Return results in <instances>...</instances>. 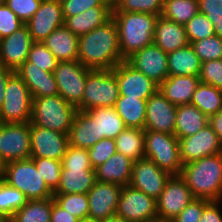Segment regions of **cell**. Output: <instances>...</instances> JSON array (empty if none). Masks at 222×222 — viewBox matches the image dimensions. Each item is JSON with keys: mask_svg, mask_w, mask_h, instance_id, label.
I'll use <instances>...</instances> for the list:
<instances>
[{"mask_svg": "<svg viewBox=\"0 0 222 222\" xmlns=\"http://www.w3.org/2000/svg\"><path fill=\"white\" fill-rule=\"evenodd\" d=\"M78 61L89 69H113L124 61L119 47L117 25L113 18L79 36Z\"/></svg>", "mask_w": 222, "mask_h": 222, "instance_id": "6da1fadb", "label": "cell"}, {"mask_svg": "<svg viewBox=\"0 0 222 222\" xmlns=\"http://www.w3.org/2000/svg\"><path fill=\"white\" fill-rule=\"evenodd\" d=\"M180 176L195 198L222 200V152L184 164Z\"/></svg>", "mask_w": 222, "mask_h": 222, "instance_id": "7a4b0ae2", "label": "cell"}, {"mask_svg": "<svg viewBox=\"0 0 222 222\" xmlns=\"http://www.w3.org/2000/svg\"><path fill=\"white\" fill-rule=\"evenodd\" d=\"M159 15L140 12H112L118 29L123 60L154 43L155 23Z\"/></svg>", "mask_w": 222, "mask_h": 222, "instance_id": "3957f363", "label": "cell"}, {"mask_svg": "<svg viewBox=\"0 0 222 222\" xmlns=\"http://www.w3.org/2000/svg\"><path fill=\"white\" fill-rule=\"evenodd\" d=\"M59 94L55 96L33 98L30 122L53 131L69 134L77 112Z\"/></svg>", "mask_w": 222, "mask_h": 222, "instance_id": "277c9868", "label": "cell"}, {"mask_svg": "<svg viewBox=\"0 0 222 222\" xmlns=\"http://www.w3.org/2000/svg\"><path fill=\"white\" fill-rule=\"evenodd\" d=\"M3 181L20 190L28 200L44 199L54 195L31 158L6 163Z\"/></svg>", "mask_w": 222, "mask_h": 222, "instance_id": "5b68a950", "label": "cell"}, {"mask_svg": "<svg viewBox=\"0 0 222 222\" xmlns=\"http://www.w3.org/2000/svg\"><path fill=\"white\" fill-rule=\"evenodd\" d=\"M118 98L119 86L113 70L92 69L87 75L82 103L77 110L114 107Z\"/></svg>", "mask_w": 222, "mask_h": 222, "instance_id": "8992f818", "label": "cell"}, {"mask_svg": "<svg viewBox=\"0 0 222 222\" xmlns=\"http://www.w3.org/2000/svg\"><path fill=\"white\" fill-rule=\"evenodd\" d=\"M145 158L154 162L170 175H180L182 161L180 158L178 138L174 134L145 130Z\"/></svg>", "mask_w": 222, "mask_h": 222, "instance_id": "52a82bcc", "label": "cell"}, {"mask_svg": "<svg viewBox=\"0 0 222 222\" xmlns=\"http://www.w3.org/2000/svg\"><path fill=\"white\" fill-rule=\"evenodd\" d=\"M4 92L0 123L30 122L33 97L16 71L9 76Z\"/></svg>", "mask_w": 222, "mask_h": 222, "instance_id": "ba28073f", "label": "cell"}, {"mask_svg": "<svg viewBox=\"0 0 222 222\" xmlns=\"http://www.w3.org/2000/svg\"><path fill=\"white\" fill-rule=\"evenodd\" d=\"M91 70L78 60H73L58 62L53 71L58 94L76 108L82 103L85 82Z\"/></svg>", "mask_w": 222, "mask_h": 222, "instance_id": "9c48e42d", "label": "cell"}, {"mask_svg": "<svg viewBox=\"0 0 222 222\" xmlns=\"http://www.w3.org/2000/svg\"><path fill=\"white\" fill-rule=\"evenodd\" d=\"M115 216L126 222H158L156 199L130 185L123 186Z\"/></svg>", "mask_w": 222, "mask_h": 222, "instance_id": "30bf717a", "label": "cell"}, {"mask_svg": "<svg viewBox=\"0 0 222 222\" xmlns=\"http://www.w3.org/2000/svg\"><path fill=\"white\" fill-rule=\"evenodd\" d=\"M194 199L185 180L180 175H171L156 200L158 222H170Z\"/></svg>", "mask_w": 222, "mask_h": 222, "instance_id": "8fae6325", "label": "cell"}, {"mask_svg": "<svg viewBox=\"0 0 222 222\" xmlns=\"http://www.w3.org/2000/svg\"><path fill=\"white\" fill-rule=\"evenodd\" d=\"M0 156L5 163L31 158L30 122L0 123Z\"/></svg>", "mask_w": 222, "mask_h": 222, "instance_id": "7c38bea8", "label": "cell"}, {"mask_svg": "<svg viewBox=\"0 0 222 222\" xmlns=\"http://www.w3.org/2000/svg\"><path fill=\"white\" fill-rule=\"evenodd\" d=\"M31 158L62 161L69 146L68 134L37 126L30 122Z\"/></svg>", "mask_w": 222, "mask_h": 222, "instance_id": "4fadbf2b", "label": "cell"}, {"mask_svg": "<svg viewBox=\"0 0 222 222\" xmlns=\"http://www.w3.org/2000/svg\"><path fill=\"white\" fill-rule=\"evenodd\" d=\"M122 188L123 186L116 183L96 181L87 193L88 219L99 222L114 217Z\"/></svg>", "mask_w": 222, "mask_h": 222, "instance_id": "5bb4252c", "label": "cell"}, {"mask_svg": "<svg viewBox=\"0 0 222 222\" xmlns=\"http://www.w3.org/2000/svg\"><path fill=\"white\" fill-rule=\"evenodd\" d=\"M118 81L119 95L147 100L159 89V85L144 73L136 70L126 60L113 69Z\"/></svg>", "mask_w": 222, "mask_h": 222, "instance_id": "9a60e30c", "label": "cell"}, {"mask_svg": "<svg viewBox=\"0 0 222 222\" xmlns=\"http://www.w3.org/2000/svg\"><path fill=\"white\" fill-rule=\"evenodd\" d=\"M182 164L222 152V144L212 127L207 124L196 134L178 139Z\"/></svg>", "mask_w": 222, "mask_h": 222, "instance_id": "2e32d148", "label": "cell"}, {"mask_svg": "<svg viewBox=\"0 0 222 222\" xmlns=\"http://www.w3.org/2000/svg\"><path fill=\"white\" fill-rule=\"evenodd\" d=\"M170 176L154 162L143 158L133 163L129 185L157 200Z\"/></svg>", "mask_w": 222, "mask_h": 222, "instance_id": "e0dca14e", "label": "cell"}, {"mask_svg": "<svg viewBox=\"0 0 222 222\" xmlns=\"http://www.w3.org/2000/svg\"><path fill=\"white\" fill-rule=\"evenodd\" d=\"M25 25L33 42H43L55 29L64 25L60 1L42 0L38 10Z\"/></svg>", "mask_w": 222, "mask_h": 222, "instance_id": "ac0fdd59", "label": "cell"}, {"mask_svg": "<svg viewBox=\"0 0 222 222\" xmlns=\"http://www.w3.org/2000/svg\"><path fill=\"white\" fill-rule=\"evenodd\" d=\"M177 106L158 89L146 103L145 130L174 134Z\"/></svg>", "mask_w": 222, "mask_h": 222, "instance_id": "d6986e66", "label": "cell"}, {"mask_svg": "<svg viewBox=\"0 0 222 222\" xmlns=\"http://www.w3.org/2000/svg\"><path fill=\"white\" fill-rule=\"evenodd\" d=\"M126 61L158 85L169 76L167 53L155 43L135 52Z\"/></svg>", "mask_w": 222, "mask_h": 222, "instance_id": "ffe728a7", "label": "cell"}, {"mask_svg": "<svg viewBox=\"0 0 222 222\" xmlns=\"http://www.w3.org/2000/svg\"><path fill=\"white\" fill-rule=\"evenodd\" d=\"M32 44L31 34L25 24L0 39V65L16 71L27 60Z\"/></svg>", "mask_w": 222, "mask_h": 222, "instance_id": "44dd1931", "label": "cell"}, {"mask_svg": "<svg viewBox=\"0 0 222 222\" xmlns=\"http://www.w3.org/2000/svg\"><path fill=\"white\" fill-rule=\"evenodd\" d=\"M16 73L25 82L33 98L58 95V86L52 72L31 67V62L26 60Z\"/></svg>", "mask_w": 222, "mask_h": 222, "instance_id": "7402d4cb", "label": "cell"}, {"mask_svg": "<svg viewBox=\"0 0 222 222\" xmlns=\"http://www.w3.org/2000/svg\"><path fill=\"white\" fill-rule=\"evenodd\" d=\"M95 182L93 167H62L60 183L54 194H87Z\"/></svg>", "mask_w": 222, "mask_h": 222, "instance_id": "603a6c76", "label": "cell"}, {"mask_svg": "<svg viewBox=\"0 0 222 222\" xmlns=\"http://www.w3.org/2000/svg\"><path fill=\"white\" fill-rule=\"evenodd\" d=\"M199 83V76L169 75L159 85V90L170 103L180 106L191 104L192 95Z\"/></svg>", "mask_w": 222, "mask_h": 222, "instance_id": "cb8c5ba5", "label": "cell"}, {"mask_svg": "<svg viewBox=\"0 0 222 222\" xmlns=\"http://www.w3.org/2000/svg\"><path fill=\"white\" fill-rule=\"evenodd\" d=\"M154 43L166 53L190 44L184 25L167 20L162 16H159L155 23Z\"/></svg>", "mask_w": 222, "mask_h": 222, "instance_id": "d4e9b609", "label": "cell"}, {"mask_svg": "<svg viewBox=\"0 0 222 222\" xmlns=\"http://www.w3.org/2000/svg\"><path fill=\"white\" fill-rule=\"evenodd\" d=\"M69 145L89 149L99 141L97 120L87 111H77L69 134Z\"/></svg>", "mask_w": 222, "mask_h": 222, "instance_id": "484cf974", "label": "cell"}, {"mask_svg": "<svg viewBox=\"0 0 222 222\" xmlns=\"http://www.w3.org/2000/svg\"><path fill=\"white\" fill-rule=\"evenodd\" d=\"M134 161L116 152L107 159L96 171V181L116 183L121 186L129 185Z\"/></svg>", "mask_w": 222, "mask_h": 222, "instance_id": "4316f807", "label": "cell"}, {"mask_svg": "<svg viewBox=\"0 0 222 222\" xmlns=\"http://www.w3.org/2000/svg\"><path fill=\"white\" fill-rule=\"evenodd\" d=\"M43 44L61 61L78 60L79 37L74 35L65 25L55 29Z\"/></svg>", "mask_w": 222, "mask_h": 222, "instance_id": "83f0119b", "label": "cell"}, {"mask_svg": "<svg viewBox=\"0 0 222 222\" xmlns=\"http://www.w3.org/2000/svg\"><path fill=\"white\" fill-rule=\"evenodd\" d=\"M113 7H95L80 14L64 17V25L78 37L104 25L112 18Z\"/></svg>", "mask_w": 222, "mask_h": 222, "instance_id": "f1b7e54d", "label": "cell"}, {"mask_svg": "<svg viewBox=\"0 0 222 222\" xmlns=\"http://www.w3.org/2000/svg\"><path fill=\"white\" fill-rule=\"evenodd\" d=\"M209 122V118L193 104L177 106L174 135L180 139L196 134Z\"/></svg>", "mask_w": 222, "mask_h": 222, "instance_id": "f546056e", "label": "cell"}, {"mask_svg": "<svg viewBox=\"0 0 222 222\" xmlns=\"http://www.w3.org/2000/svg\"><path fill=\"white\" fill-rule=\"evenodd\" d=\"M169 75L199 76L201 61L189 44L181 49L167 53Z\"/></svg>", "mask_w": 222, "mask_h": 222, "instance_id": "4dcf8cb0", "label": "cell"}, {"mask_svg": "<svg viewBox=\"0 0 222 222\" xmlns=\"http://www.w3.org/2000/svg\"><path fill=\"white\" fill-rule=\"evenodd\" d=\"M145 129L125 127L115 138L116 151L138 161L145 158Z\"/></svg>", "mask_w": 222, "mask_h": 222, "instance_id": "1f68e13d", "label": "cell"}, {"mask_svg": "<svg viewBox=\"0 0 222 222\" xmlns=\"http://www.w3.org/2000/svg\"><path fill=\"white\" fill-rule=\"evenodd\" d=\"M147 100L121 96L114 106L126 127L144 129Z\"/></svg>", "mask_w": 222, "mask_h": 222, "instance_id": "d6a6232c", "label": "cell"}, {"mask_svg": "<svg viewBox=\"0 0 222 222\" xmlns=\"http://www.w3.org/2000/svg\"><path fill=\"white\" fill-rule=\"evenodd\" d=\"M87 112L97 120L99 141L103 138L115 139L126 127L114 107L90 108Z\"/></svg>", "mask_w": 222, "mask_h": 222, "instance_id": "836d02e7", "label": "cell"}, {"mask_svg": "<svg viewBox=\"0 0 222 222\" xmlns=\"http://www.w3.org/2000/svg\"><path fill=\"white\" fill-rule=\"evenodd\" d=\"M53 197L28 200L27 203L16 211L10 222H50Z\"/></svg>", "mask_w": 222, "mask_h": 222, "instance_id": "e575fe53", "label": "cell"}, {"mask_svg": "<svg viewBox=\"0 0 222 222\" xmlns=\"http://www.w3.org/2000/svg\"><path fill=\"white\" fill-rule=\"evenodd\" d=\"M191 104L209 118L222 109V90L200 82L192 95Z\"/></svg>", "mask_w": 222, "mask_h": 222, "instance_id": "d590c367", "label": "cell"}, {"mask_svg": "<svg viewBox=\"0 0 222 222\" xmlns=\"http://www.w3.org/2000/svg\"><path fill=\"white\" fill-rule=\"evenodd\" d=\"M199 12L198 0H164L161 16L185 25Z\"/></svg>", "mask_w": 222, "mask_h": 222, "instance_id": "8d00e7d4", "label": "cell"}, {"mask_svg": "<svg viewBox=\"0 0 222 222\" xmlns=\"http://www.w3.org/2000/svg\"><path fill=\"white\" fill-rule=\"evenodd\" d=\"M54 202L79 220L88 219L89 200L87 194H54Z\"/></svg>", "mask_w": 222, "mask_h": 222, "instance_id": "74e56055", "label": "cell"}, {"mask_svg": "<svg viewBox=\"0 0 222 222\" xmlns=\"http://www.w3.org/2000/svg\"><path fill=\"white\" fill-rule=\"evenodd\" d=\"M27 197L17 188L0 181V210L11 219L26 203Z\"/></svg>", "mask_w": 222, "mask_h": 222, "instance_id": "f35d334b", "label": "cell"}, {"mask_svg": "<svg viewBox=\"0 0 222 222\" xmlns=\"http://www.w3.org/2000/svg\"><path fill=\"white\" fill-rule=\"evenodd\" d=\"M112 12H140L161 16L164 0H112Z\"/></svg>", "mask_w": 222, "mask_h": 222, "instance_id": "ab89813d", "label": "cell"}, {"mask_svg": "<svg viewBox=\"0 0 222 222\" xmlns=\"http://www.w3.org/2000/svg\"><path fill=\"white\" fill-rule=\"evenodd\" d=\"M190 45L201 63L222 59V38L217 35L191 42Z\"/></svg>", "mask_w": 222, "mask_h": 222, "instance_id": "60d3db41", "label": "cell"}, {"mask_svg": "<svg viewBox=\"0 0 222 222\" xmlns=\"http://www.w3.org/2000/svg\"><path fill=\"white\" fill-rule=\"evenodd\" d=\"M27 61L31 62V67H39L44 71L52 73L59 62L43 42H33Z\"/></svg>", "mask_w": 222, "mask_h": 222, "instance_id": "b9f144b4", "label": "cell"}, {"mask_svg": "<svg viewBox=\"0 0 222 222\" xmlns=\"http://www.w3.org/2000/svg\"><path fill=\"white\" fill-rule=\"evenodd\" d=\"M184 27L189 43L215 35L212 22L199 12Z\"/></svg>", "mask_w": 222, "mask_h": 222, "instance_id": "7bdbcfd3", "label": "cell"}, {"mask_svg": "<svg viewBox=\"0 0 222 222\" xmlns=\"http://www.w3.org/2000/svg\"><path fill=\"white\" fill-rule=\"evenodd\" d=\"M47 186L54 192L59 183L62 172V162L49 158H31Z\"/></svg>", "mask_w": 222, "mask_h": 222, "instance_id": "ee69618b", "label": "cell"}, {"mask_svg": "<svg viewBox=\"0 0 222 222\" xmlns=\"http://www.w3.org/2000/svg\"><path fill=\"white\" fill-rule=\"evenodd\" d=\"M87 151L91 166L93 169H96L117 152L115 139L103 138L94 144L91 148L87 149Z\"/></svg>", "mask_w": 222, "mask_h": 222, "instance_id": "f6af8a7d", "label": "cell"}, {"mask_svg": "<svg viewBox=\"0 0 222 222\" xmlns=\"http://www.w3.org/2000/svg\"><path fill=\"white\" fill-rule=\"evenodd\" d=\"M63 17H70L95 7H113L112 0H61Z\"/></svg>", "mask_w": 222, "mask_h": 222, "instance_id": "bcb514c9", "label": "cell"}, {"mask_svg": "<svg viewBox=\"0 0 222 222\" xmlns=\"http://www.w3.org/2000/svg\"><path fill=\"white\" fill-rule=\"evenodd\" d=\"M198 8L212 22L215 35L222 38V0H198Z\"/></svg>", "mask_w": 222, "mask_h": 222, "instance_id": "7dc6e473", "label": "cell"}, {"mask_svg": "<svg viewBox=\"0 0 222 222\" xmlns=\"http://www.w3.org/2000/svg\"><path fill=\"white\" fill-rule=\"evenodd\" d=\"M199 79L201 83L222 90V59L201 63Z\"/></svg>", "mask_w": 222, "mask_h": 222, "instance_id": "c3c4849f", "label": "cell"}, {"mask_svg": "<svg viewBox=\"0 0 222 222\" xmlns=\"http://www.w3.org/2000/svg\"><path fill=\"white\" fill-rule=\"evenodd\" d=\"M24 23L5 4H0V39L11 35L22 27Z\"/></svg>", "mask_w": 222, "mask_h": 222, "instance_id": "681fc988", "label": "cell"}, {"mask_svg": "<svg viewBox=\"0 0 222 222\" xmlns=\"http://www.w3.org/2000/svg\"><path fill=\"white\" fill-rule=\"evenodd\" d=\"M42 0H5V4L25 24L38 10Z\"/></svg>", "mask_w": 222, "mask_h": 222, "instance_id": "f907efd6", "label": "cell"}, {"mask_svg": "<svg viewBox=\"0 0 222 222\" xmlns=\"http://www.w3.org/2000/svg\"><path fill=\"white\" fill-rule=\"evenodd\" d=\"M62 167H92L87 149L68 146L62 159Z\"/></svg>", "mask_w": 222, "mask_h": 222, "instance_id": "816d5d0a", "label": "cell"}, {"mask_svg": "<svg viewBox=\"0 0 222 222\" xmlns=\"http://www.w3.org/2000/svg\"><path fill=\"white\" fill-rule=\"evenodd\" d=\"M209 202L206 199L195 198L170 222H199L203 209Z\"/></svg>", "mask_w": 222, "mask_h": 222, "instance_id": "f5cc1de1", "label": "cell"}, {"mask_svg": "<svg viewBox=\"0 0 222 222\" xmlns=\"http://www.w3.org/2000/svg\"><path fill=\"white\" fill-rule=\"evenodd\" d=\"M222 201H210L203 209L199 222H222V211L220 203Z\"/></svg>", "mask_w": 222, "mask_h": 222, "instance_id": "db71d44e", "label": "cell"}, {"mask_svg": "<svg viewBox=\"0 0 222 222\" xmlns=\"http://www.w3.org/2000/svg\"><path fill=\"white\" fill-rule=\"evenodd\" d=\"M79 221L80 220L76 216L59 207L54 202L53 199L50 222H79Z\"/></svg>", "mask_w": 222, "mask_h": 222, "instance_id": "11a10c76", "label": "cell"}, {"mask_svg": "<svg viewBox=\"0 0 222 222\" xmlns=\"http://www.w3.org/2000/svg\"><path fill=\"white\" fill-rule=\"evenodd\" d=\"M208 124L212 127L213 131L217 134L222 144V109L219 110L215 115L209 117Z\"/></svg>", "mask_w": 222, "mask_h": 222, "instance_id": "9f6ffc18", "label": "cell"}, {"mask_svg": "<svg viewBox=\"0 0 222 222\" xmlns=\"http://www.w3.org/2000/svg\"><path fill=\"white\" fill-rule=\"evenodd\" d=\"M13 72V70L0 65V107L2 106L4 101V91L7 84V80Z\"/></svg>", "mask_w": 222, "mask_h": 222, "instance_id": "6f0895ef", "label": "cell"}, {"mask_svg": "<svg viewBox=\"0 0 222 222\" xmlns=\"http://www.w3.org/2000/svg\"><path fill=\"white\" fill-rule=\"evenodd\" d=\"M5 166H6V163L4 162V160L0 156V181L4 180Z\"/></svg>", "mask_w": 222, "mask_h": 222, "instance_id": "680465c9", "label": "cell"}, {"mask_svg": "<svg viewBox=\"0 0 222 222\" xmlns=\"http://www.w3.org/2000/svg\"><path fill=\"white\" fill-rule=\"evenodd\" d=\"M99 222H126V221L124 219H122V218L114 216L112 218L105 219V220H102V221H99Z\"/></svg>", "mask_w": 222, "mask_h": 222, "instance_id": "91938a15", "label": "cell"}, {"mask_svg": "<svg viewBox=\"0 0 222 222\" xmlns=\"http://www.w3.org/2000/svg\"><path fill=\"white\" fill-rule=\"evenodd\" d=\"M0 222H10V219L0 210Z\"/></svg>", "mask_w": 222, "mask_h": 222, "instance_id": "94428289", "label": "cell"}, {"mask_svg": "<svg viewBox=\"0 0 222 222\" xmlns=\"http://www.w3.org/2000/svg\"><path fill=\"white\" fill-rule=\"evenodd\" d=\"M79 222H95V221L90 220V219H85V220H80Z\"/></svg>", "mask_w": 222, "mask_h": 222, "instance_id": "6125c7cd", "label": "cell"}, {"mask_svg": "<svg viewBox=\"0 0 222 222\" xmlns=\"http://www.w3.org/2000/svg\"><path fill=\"white\" fill-rule=\"evenodd\" d=\"M5 2V0H0V4H2V3H4Z\"/></svg>", "mask_w": 222, "mask_h": 222, "instance_id": "be15d7a7", "label": "cell"}]
</instances>
